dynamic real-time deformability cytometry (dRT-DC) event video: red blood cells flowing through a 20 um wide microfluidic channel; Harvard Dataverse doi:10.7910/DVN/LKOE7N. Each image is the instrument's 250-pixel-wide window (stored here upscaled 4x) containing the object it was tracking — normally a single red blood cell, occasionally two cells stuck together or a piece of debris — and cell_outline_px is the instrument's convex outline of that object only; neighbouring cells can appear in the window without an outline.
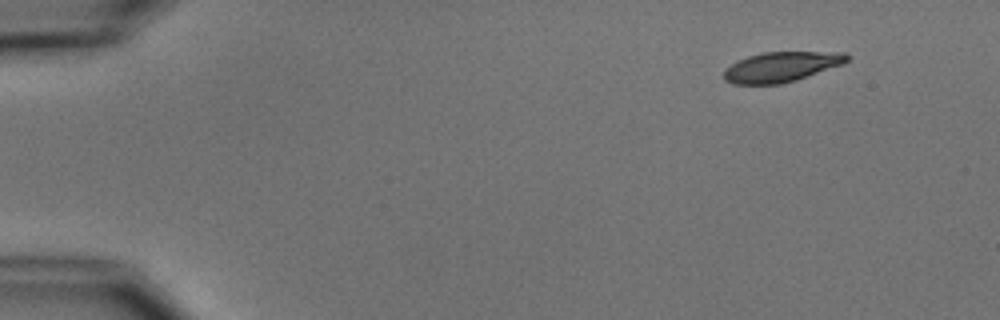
{"species": "common noctule bat (a hibernating species)", "species_latin": "Nyctalus noctula", "temperature_condition": "cold", "stored_images_in_passage": 5, "camera_frame_rate_fps": 3000, "um_per_image_px": 0.085, "animal": {"sex": "male", "body_mass_g": 15.6}, "frame": {"image": 1, "passage_image": 1, "time_ms": 0.0, "image_size_px": [1000, 320], "cell_outline_px": [[852, 56], [844, 64], [796, 80], [780, 84], [732, 84], [724, 80], [724, 72], [732, 64], [748, 56], [764, 52], [844, 52]], "centroid_in_image_um": [66.47, 5.68], "position_along_channel_um": 18.5, "area_um2": 21.5}}
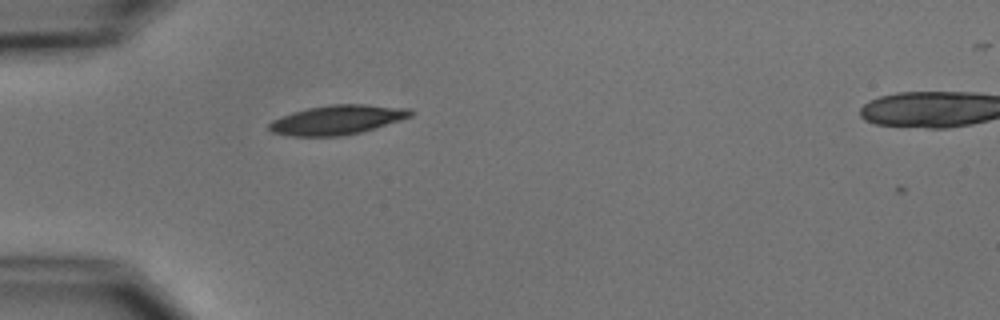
{"frame": {"image": 2, "passage_image": 4, "time_ms": 3.667, "image_size_px": [1000, 320], "cell_outline_px": [[416, 112], [412, 116], [400, 120], [360, 132], [340, 136], [292, 136], [272, 132], [268, 128], [268, 124], [272, 120], [292, 112], [308, 108], [332, 104], [364, 104], [412, 108]], "centroid_in_image_um": [28.69, 10.17], "position_along_channel_um": 56.3, "area_um2": 24.22}}